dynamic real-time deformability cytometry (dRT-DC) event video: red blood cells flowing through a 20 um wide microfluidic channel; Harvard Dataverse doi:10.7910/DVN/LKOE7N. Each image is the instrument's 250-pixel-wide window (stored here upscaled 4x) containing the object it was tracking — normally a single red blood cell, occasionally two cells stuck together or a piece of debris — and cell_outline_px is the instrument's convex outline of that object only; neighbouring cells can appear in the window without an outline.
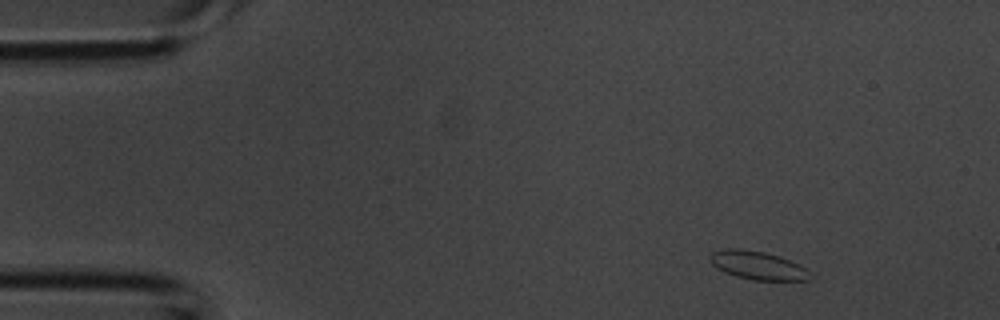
{"species": "common noctule bat (a hibernating species)", "species_latin": "Nyctalus noctula", "temperature_condition": "room temperature", "stored_images_in_passage": 3, "camera_frame_rate_fps": 3000, "um_per_image_px": 0.085, "animal": {"sex": "male", "body_mass_g": 20.1, "forearm_length_mm": 53.5}, "frame": {"image": 1, "passage_image": 1, "time_ms": 0.0, "image_size_px": [1000, 320], "cell_outline_px": [[812, 276], [808, 280], [752, 280], [736, 276], [724, 272], [712, 264], [708, 260], [708, 256], [712, 252], [724, 248], [740, 248], [764, 252], [780, 256], [800, 264], [812, 272]], "centroid_in_image_um": [64.41, 22.55], "position_along_channel_um": 20.6, "area_um2": 16.82}}
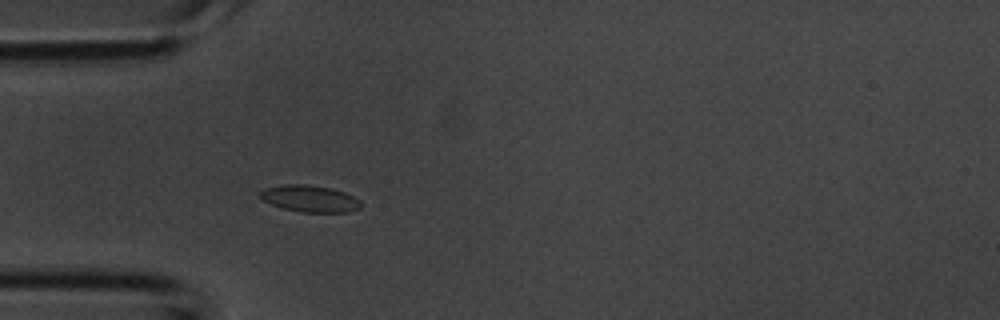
{"frame": {"image": 2, "passage_image": 3, "time_ms": 0.667, "image_size_px": [1000, 320], "cell_outline_px": [[360, 208], [348, 212], [300, 212], [280, 208], [264, 200], [260, 196], [260, 192], [264, 188], [280, 184], [304, 184], [332, 188], [344, 192], [360, 200]], "centroid_in_image_um": [26.31, 16.88], "position_along_channel_um": 58.7, "area_um2": 15.72}}